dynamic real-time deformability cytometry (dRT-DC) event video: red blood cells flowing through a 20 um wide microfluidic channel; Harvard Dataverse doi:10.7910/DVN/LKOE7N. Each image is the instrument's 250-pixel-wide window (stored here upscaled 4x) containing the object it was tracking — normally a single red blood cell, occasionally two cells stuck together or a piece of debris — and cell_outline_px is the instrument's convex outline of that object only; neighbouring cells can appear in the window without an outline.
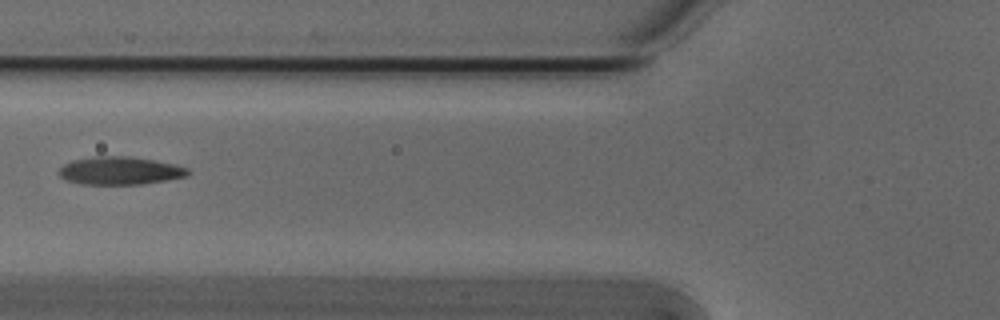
{"species": "Egyptian fruit bat (a non-hibernating species)", "species_latin": "Rousettus aegyptiacus", "temperature_condition": "cold", "stored_images_in_passage": 4, "camera_frame_rate_fps": 3000, "um_per_image_px": 0.085, "animal": {"sex": "male"}, "frame": {"image": 1, "passage_image": 3, "time_ms": 0.667, "image_size_px": [1000, 320], "cell_outline_px": [[192, 172], [188, 176], [140, 184], [80, 184], [68, 180], [60, 176], [56, 172], [64, 164], [72, 160], [92, 156], [128, 156], [176, 164], [188, 168]], "centroid_in_image_um": [10.19, 14.5], "position_along_channel_um": 115.6, "area_um2": 21.04}}